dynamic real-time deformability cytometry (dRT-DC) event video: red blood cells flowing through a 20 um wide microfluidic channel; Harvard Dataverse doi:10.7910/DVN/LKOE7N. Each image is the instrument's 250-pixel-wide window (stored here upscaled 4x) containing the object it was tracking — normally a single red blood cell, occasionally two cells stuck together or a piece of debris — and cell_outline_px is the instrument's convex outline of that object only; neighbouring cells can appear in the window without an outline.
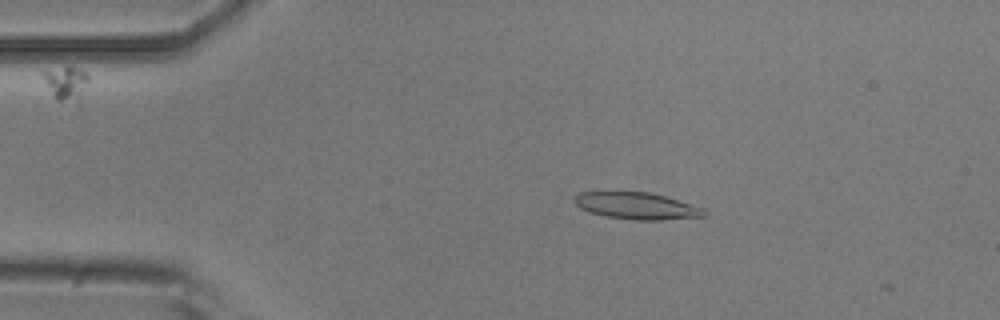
{"species": "common noctule bat (a hibernating species)", "species_latin": "Nyctalus noctula", "temperature_condition": "room temperature", "stored_images_in_passage": 15, "camera_frame_rate_fps": 3000, "um_per_image_px": 0.085, "animal": {"sex": "male", "body_mass_g": 20.5, "forearm_length_mm": 52.5}, "frame": {"image": 1, "passage_image": 10, "time_ms": 3.0, "image_size_px": [1000, 320], "cell_outline_px": [[708, 216], [660, 220], [636, 220], [604, 216], [588, 212], [580, 208], [572, 200], [580, 192], [648, 192], [664, 196], [704, 208], [708, 212]], "centroid_in_image_um": [54.13, 17.51], "position_along_channel_um": 30.9, "area_um2": 20.29}}